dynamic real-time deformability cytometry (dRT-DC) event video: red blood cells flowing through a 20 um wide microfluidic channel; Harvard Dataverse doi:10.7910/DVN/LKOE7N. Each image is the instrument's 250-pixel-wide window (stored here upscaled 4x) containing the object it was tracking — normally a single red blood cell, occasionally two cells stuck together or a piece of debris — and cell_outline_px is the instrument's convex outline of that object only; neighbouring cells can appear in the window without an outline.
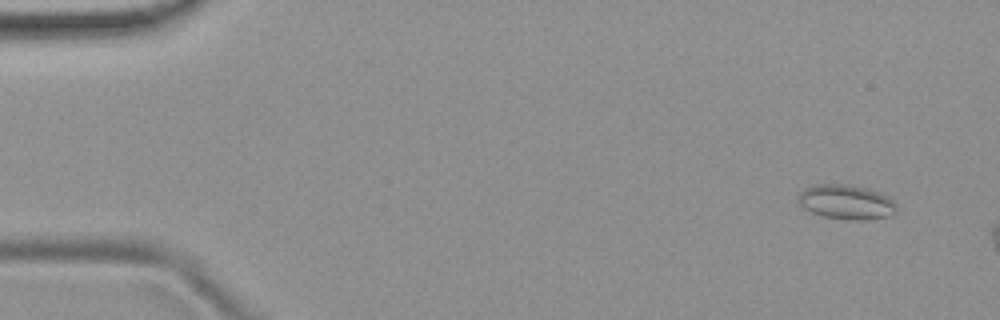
{"species": "common noctule bat (a hibernating species)", "species_latin": "Nyctalus noctula", "temperature_condition": "room temperature", "stored_images_in_passage": 10, "camera_frame_rate_fps": 3000, "um_per_image_px": 0.085, "animal": {"sex": "female", "body_mass_g": 19.9}, "frame": {"image": 1, "passage_image": 4, "time_ms": 1.0, "image_size_px": [1000, 320], "cell_outline_px": [[896, 212], [888, 216], [860, 220], [852, 220], [824, 216], [812, 212], [804, 208], [796, 200], [800, 192], [804, 188], [816, 184], [848, 184], [868, 188], [888, 196], [896, 204]], "centroid_in_image_um": [71.91, 17.15], "position_along_channel_um": 13.1, "area_um2": 19.77}}